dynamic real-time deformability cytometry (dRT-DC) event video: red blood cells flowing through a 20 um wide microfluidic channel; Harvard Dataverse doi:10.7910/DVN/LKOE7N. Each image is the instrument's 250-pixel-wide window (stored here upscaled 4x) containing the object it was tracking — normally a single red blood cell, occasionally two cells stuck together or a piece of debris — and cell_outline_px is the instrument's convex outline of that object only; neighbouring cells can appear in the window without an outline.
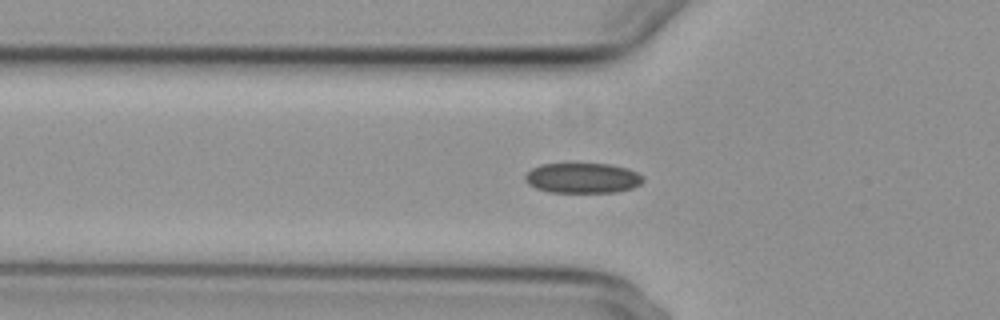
{"species": "common noctule bat (a hibernating species)", "species_latin": "Nyctalus noctula", "temperature_condition": "cold", "stored_images_in_passage": 37, "camera_frame_rate_fps": 3000, "um_per_image_px": 0.085, "animal": {"sex": "female", "body_mass_g": 29.2, "forearm_length_mm": 56.3}, "frame": {"image": 1, "passage_image": 11, "time_ms": 3.333, "image_size_px": [1000, 320], "cell_outline_px": [[644, 180], [640, 184], [632, 188], [616, 192], [548, 192], [536, 188], [528, 184], [524, 180], [524, 176], [532, 168], [540, 164], [608, 164], [628, 168], [644, 176]], "centroid_in_image_um": [49.52, 15.13], "position_along_channel_um": 76.3, "area_um2": 20.81}}
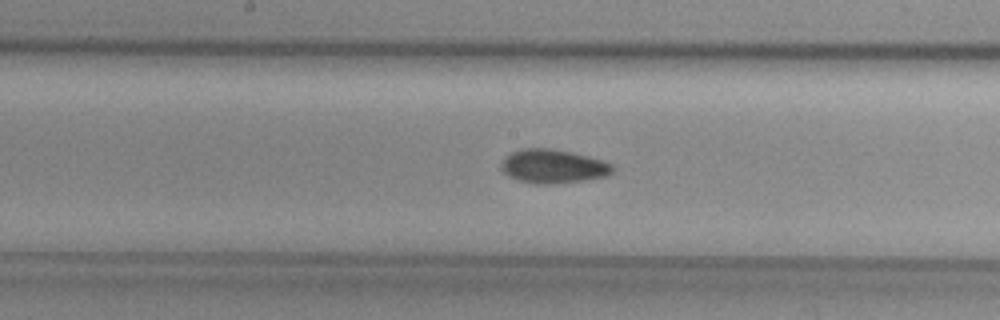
{"frame": {"image": 2, "passage_image": 21, "time_ms": 6.667, "image_size_px": [1000, 320], "cell_outline_px": [[616, 168], [608, 176], [584, 180], [556, 184], [532, 184], [508, 176], [500, 168], [500, 164], [512, 152], [524, 148], [548, 148], [568, 152], [604, 160], [612, 164]], "centroid_in_image_um": [47.04, 14.15], "position_along_channel_um": 201.2, "area_um2": 21.91}}
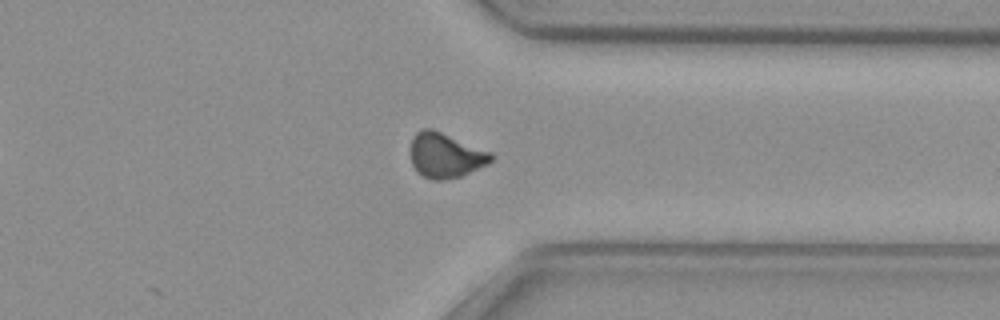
{"frame": {"image": 3, "passage_image": 35, "time_ms": 11.333, "image_size_px": [1000, 320], "cell_outline_px": [[496, 156], [488, 164], [460, 176], [444, 180], [432, 180], [424, 176], [412, 164], [412, 136], [416, 132], [424, 128], [432, 128], [492, 152]], "centroid_in_image_um": [37.91, 13.19], "position_along_channel_um": 373.5, "area_um2": 20.92}, "authors_computed_cell_mechanics": {"area_um2": 21.097, "velocity_mm_per_s": 3.7307, "shape_relaxation_time_tau1_ms": null, "shape_relaxation_time_tau2_ms": 3.3234, "deformation_change_tau1": null, "deformation_change_tau2": 0.0794}}